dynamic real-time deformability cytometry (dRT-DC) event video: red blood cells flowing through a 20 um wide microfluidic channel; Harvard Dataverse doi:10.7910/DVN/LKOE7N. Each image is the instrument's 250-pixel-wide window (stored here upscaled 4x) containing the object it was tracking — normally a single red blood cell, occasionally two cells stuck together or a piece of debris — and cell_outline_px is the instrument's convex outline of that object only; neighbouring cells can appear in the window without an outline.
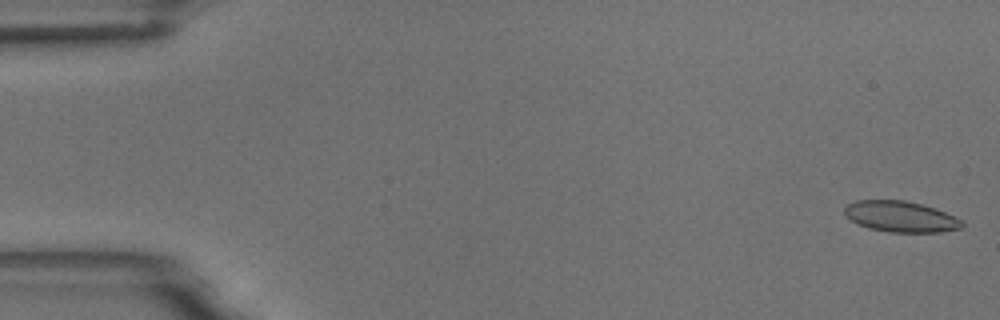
{"species": "common noctule bat (a hibernating species)", "species_latin": "Nyctalus noctula", "temperature_condition": "room temperature", "stored_images_in_passage": 4, "segment_of_instrument_passage": [2, 2], "camera_frame_rate_fps": 3000, "um_per_image_px": 0.085, "animal": {"sex": "male", "body_mass_g": 18.8}, "frame": {"image": 1, "passage_image": 4, "time_ms": 3.667, "image_size_px": [1000, 320], "cell_outline_px": [[964, 228], [940, 232], [888, 232], [868, 228], [856, 224], [844, 216], [844, 208], [848, 204], [856, 200], [904, 200], [920, 204], [944, 212], [960, 220], [964, 224]], "centroid_in_image_um": [76.5, 18.42], "position_along_channel_um": 8.5, "area_um2": 21.15}}